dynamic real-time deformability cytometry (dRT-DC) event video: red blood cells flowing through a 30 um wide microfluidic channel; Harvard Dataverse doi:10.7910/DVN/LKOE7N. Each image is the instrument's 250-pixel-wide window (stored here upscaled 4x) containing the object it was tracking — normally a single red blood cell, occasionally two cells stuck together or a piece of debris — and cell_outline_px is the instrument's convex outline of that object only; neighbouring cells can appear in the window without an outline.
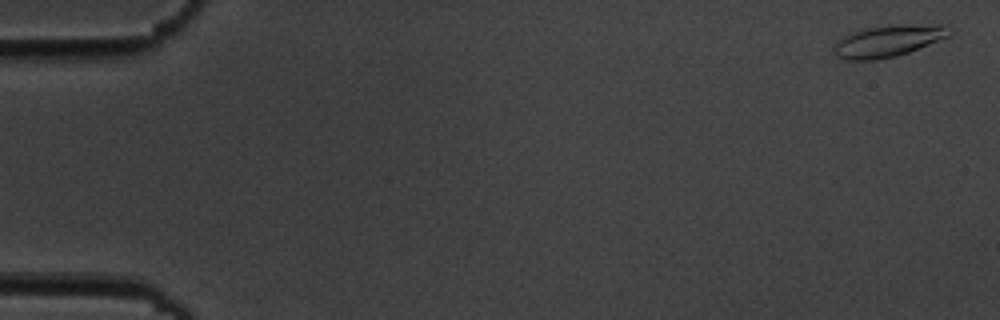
{"species": "common noctule bat (a hibernating species)", "species_latin": "Nyctalus noctula", "temperature_condition": "cold", "stored_images_in_passage": 5, "camera_frame_rate_fps": 3000, "um_per_image_px": 0.085, "animal": {"sex": "male", "body_mass_g": 19.5, "forearm_length_mm": 54.6}, "frame": {"image": 1, "passage_image": 1, "time_ms": 0.0, "image_size_px": [1000, 320], "cell_outline_px": [[952, 32], [948, 36], [908, 52], [896, 56], [876, 60], [844, 60], [836, 56], [832, 48], [832, 44], [836, 40], [852, 32], [868, 28], [900, 24], [944, 24]], "centroid_in_image_um": [75.43, 3.48], "position_along_channel_um": 9.6, "area_um2": 21.39}}